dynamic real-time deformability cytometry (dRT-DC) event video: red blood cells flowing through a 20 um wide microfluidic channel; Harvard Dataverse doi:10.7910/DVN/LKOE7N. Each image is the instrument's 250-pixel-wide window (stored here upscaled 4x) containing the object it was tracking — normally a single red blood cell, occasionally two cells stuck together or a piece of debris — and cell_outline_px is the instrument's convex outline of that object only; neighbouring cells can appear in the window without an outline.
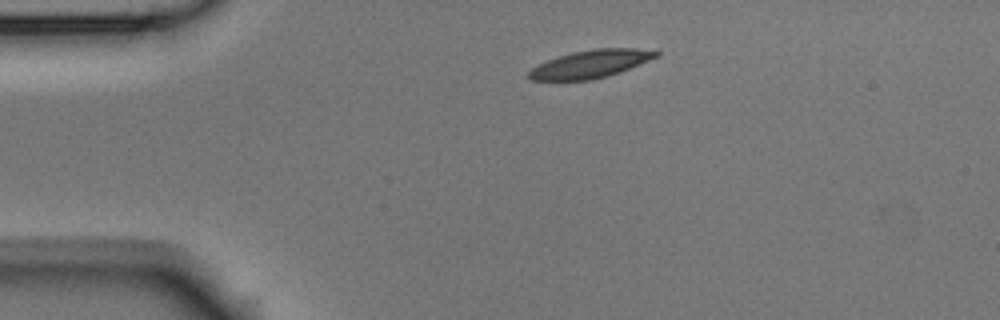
{"species": "Egyptian fruit bat (a non-hibernating species)", "species_latin": "Rousettus aegyptiacus", "temperature_condition": "room temperature", "stored_images_in_passage": 3, "segment_of_instrument_passage": [1, 2], "camera_frame_rate_fps": 3000, "um_per_image_px": 0.085, "animal": {"sex": "male"}, "frame": {"image": 1, "passage_image": 1, "time_ms": 0.0, "image_size_px": [1000, 320], "cell_outline_px": [[660, 56], [620, 72], [608, 76], [592, 80], [532, 80], [528, 76], [528, 72], [532, 68], [548, 60], [572, 52], [596, 48], [636, 48], [660, 52]], "centroid_in_image_um": [50.24, 5.44], "position_along_channel_um": 34.8, "area_um2": 20.52}}